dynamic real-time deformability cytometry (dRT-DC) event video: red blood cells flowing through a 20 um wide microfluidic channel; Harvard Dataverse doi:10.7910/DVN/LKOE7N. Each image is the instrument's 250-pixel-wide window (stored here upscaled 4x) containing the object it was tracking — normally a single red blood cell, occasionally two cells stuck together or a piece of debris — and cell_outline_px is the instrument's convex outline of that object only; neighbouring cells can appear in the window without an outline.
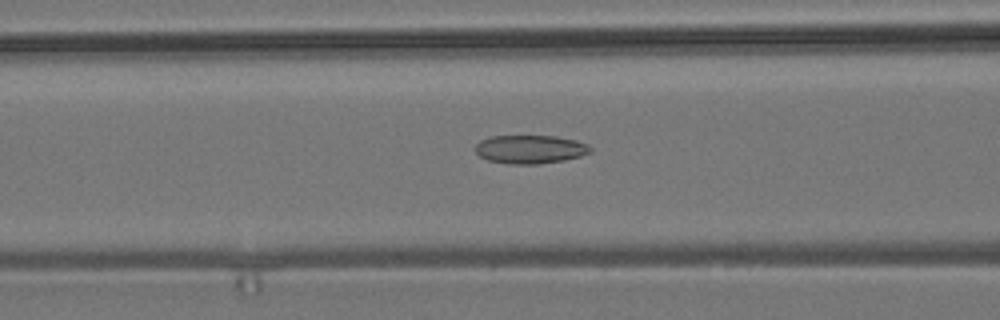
{"species": "common noctule bat (a hibernating species)", "species_latin": "Nyctalus noctula", "temperature_condition": "room temperature", "stored_images_in_passage": 48, "camera_frame_rate_fps": 3000, "um_per_image_px": 0.085, "animal": {"sex": "male", "body_mass_g": 19.2, "forearm_length_mm": 51.8}, "frame": {"image": 1, "passage_image": 22, "time_ms": 7.0, "image_size_px": [1000, 320], "cell_outline_px": [[592, 152], [580, 156], [564, 160], [540, 164], [508, 164], [488, 160], [480, 156], [476, 152], [476, 144], [480, 140], [488, 136], [556, 136], [576, 140], [588, 144], [592, 148]], "centroid_in_image_um": [45.08, 12.69], "position_along_channel_um": 121.5, "area_um2": 19.25}}
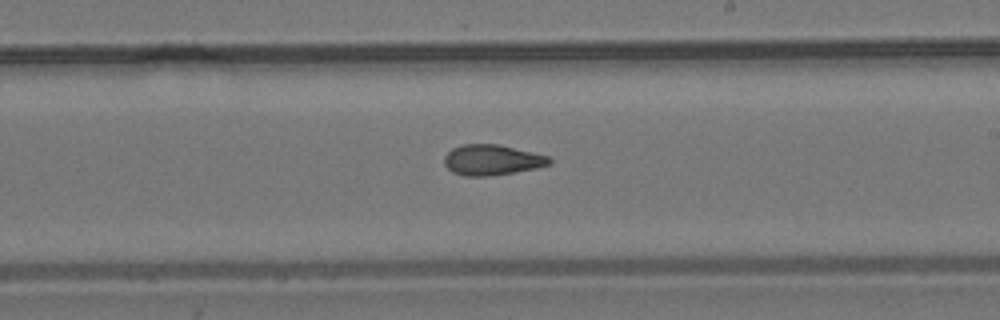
{"frame": {"image": 2, "passage_image": 32, "time_ms": 10.333, "image_size_px": [1000, 320], "cell_outline_px": [[552, 164], [536, 168], [488, 176], [464, 176], [452, 172], [444, 164], [444, 156], [452, 148], [464, 144], [496, 144], [532, 152], [548, 156], [552, 160]], "centroid_in_image_um": [41.8, 13.6], "position_along_channel_um": 247.2, "area_um2": 18.55}}
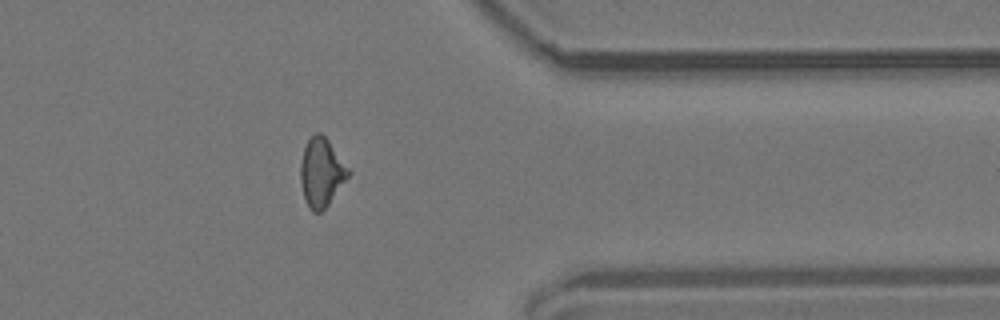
{"frame": {"image": 3, "passage_image": 44, "time_ms": 14.333, "image_size_px": [1000, 320], "cell_outline_px": [[352, 172], [328, 204], [320, 212], [312, 212], [304, 196], [300, 180], [300, 164], [304, 148], [308, 140], [316, 132], [320, 132], [328, 140]], "centroid_in_image_um": [27.33, 14.64], "position_along_channel_um": 384.1, "area_um2": 18.84}, "authors_computed_cell_mechanics": {"area_um2": 19.3341, "velocity_mm_per_s": 3.775, "shape_relaxation_time_tau1_ms": null, "shape_relaxation_time_tau2_ms": 2.9364, "deformation_change_tau1": null, "deformation_change_tau2": 0.0964}}